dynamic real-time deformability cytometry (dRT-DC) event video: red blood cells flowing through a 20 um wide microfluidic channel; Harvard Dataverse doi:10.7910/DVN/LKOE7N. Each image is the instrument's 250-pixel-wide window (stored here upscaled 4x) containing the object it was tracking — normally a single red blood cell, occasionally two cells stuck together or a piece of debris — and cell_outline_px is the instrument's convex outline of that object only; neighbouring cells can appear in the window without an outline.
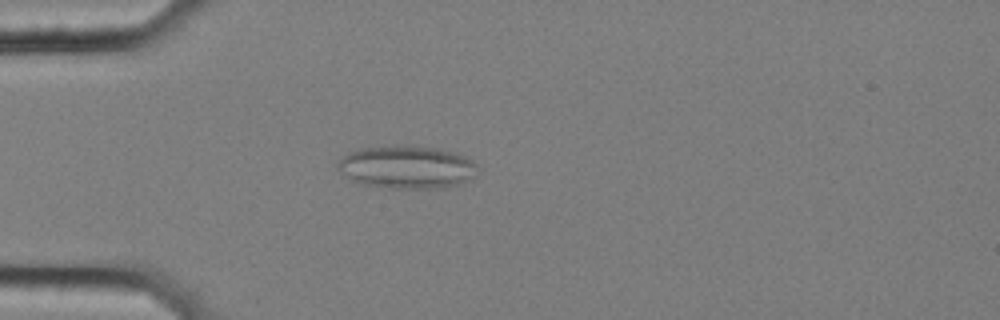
{"species": "common noctule bat (a hibernating species)", "species_latin": "Nyctalus noctula", "temperature_condition": "cold", "stored_images_in_passage": 58, "segment_of_instrument_passage": [1, 2], "camera_frame_rate_fps": 3000, "um_per_image_px": 0.085, "animal": {"sex": "female", "body_mass_g": 25.1}, "frame": {"image": 1, "passage_image": 17, "time_ms": 5.333, "image_size_px": [1000, 320], "cell_outline_px": [[480, 172], [476, 176], [460, 184], [440, 188], [392, 188], [360, 184], [348, 180], [336, 168], [336, 164], [348, 152], [360, 148], [396, 144], [440, 148], [464, 156], [472, 160], [480, 168]], "centroid_in_image_um": [34.57, 14.2], "position_along_channel_um": 50.4, "area_um2": 35.72}}